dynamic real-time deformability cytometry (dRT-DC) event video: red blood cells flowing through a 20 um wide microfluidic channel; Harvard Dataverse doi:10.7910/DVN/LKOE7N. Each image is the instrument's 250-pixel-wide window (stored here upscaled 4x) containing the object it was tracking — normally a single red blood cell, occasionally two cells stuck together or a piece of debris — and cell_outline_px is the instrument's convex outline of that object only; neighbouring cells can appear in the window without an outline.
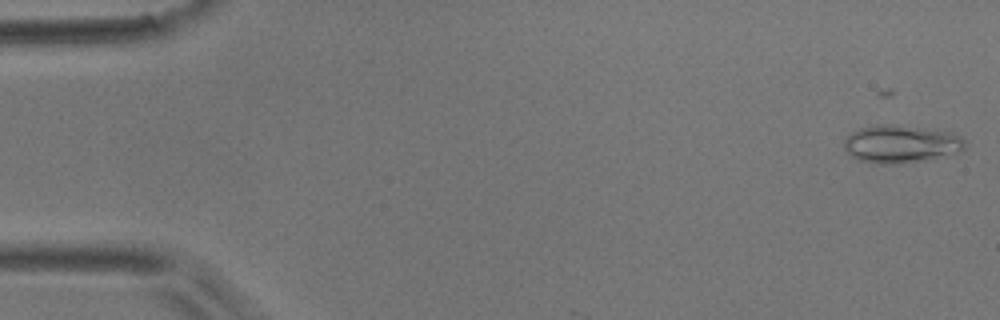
{"species": "common noctule bat (a hibernating species)", "species_latin": "Nyctalus noctula", "temperature_condition": "room temperature", "stored_images_in_passage": 6, "camera_frame_rate_fps": 3000, "um_per_image_px": 0.085, "animal": {"sex": "male", "body_mass_g": 17.9}, "frame": {"image": 1, "passage_image": 1, "time_ms": 0.0, "image_size_px": [1000, 320], "cell_outline_px": [[964, 148], [924, 160], [896, 164], [880, 164], [860, 160], [852, 156], [844, 148], [844, 140], [852, 132], [860, 128], [872, 124], [892, 124], [952, 132], [960, 136], [964, 140]], "centroid_in_image_um": [76.5, 12.22], "position_along_channel_um": 8.5, "area_um2": 26.13}}